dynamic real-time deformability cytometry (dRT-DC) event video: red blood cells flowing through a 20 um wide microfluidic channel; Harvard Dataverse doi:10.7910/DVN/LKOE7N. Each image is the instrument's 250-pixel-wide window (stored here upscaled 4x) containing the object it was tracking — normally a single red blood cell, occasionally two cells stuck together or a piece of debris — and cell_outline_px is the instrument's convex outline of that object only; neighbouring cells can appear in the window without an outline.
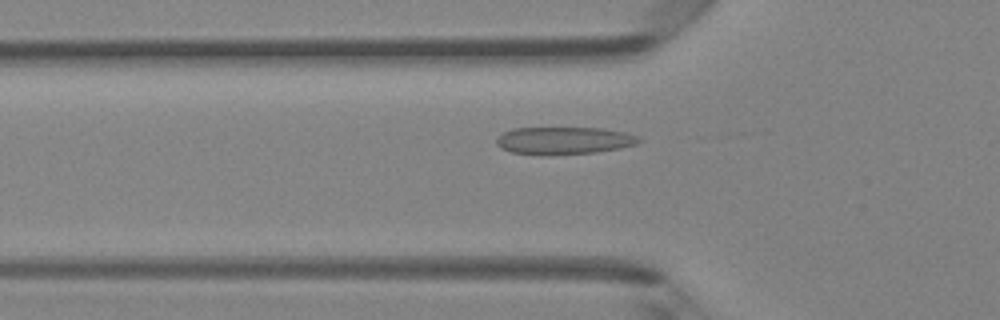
{"species": "Egyptian fruit bat (a non-hibernating species)", "species_latin": "Rousettus aegyptiacus", "temperature_condition": "room temperature", "stored_images_in_passage": 47, "camera_frame_rate_fps": 3000, "um_per_image_px": 0.085, "animal": {"sex": "female"}, "frame": {"image": 1, "passage_image": 16, "time_ms": 5.0, "image_size_px": [1000, 320], "cell_outline_px": [[644, 140], [636, 144], [620, 148], [596, 152], [548, 156], [540, 156], [512, 152], [500, 148], [496, 144], [496, 140], [504, 132], [512, 128], [604, 128], [628, 132]], "centroid_in_image_um": [47.94, 11.96], "position_along_channel_um": 77.9, "area_um2": 23.18}}
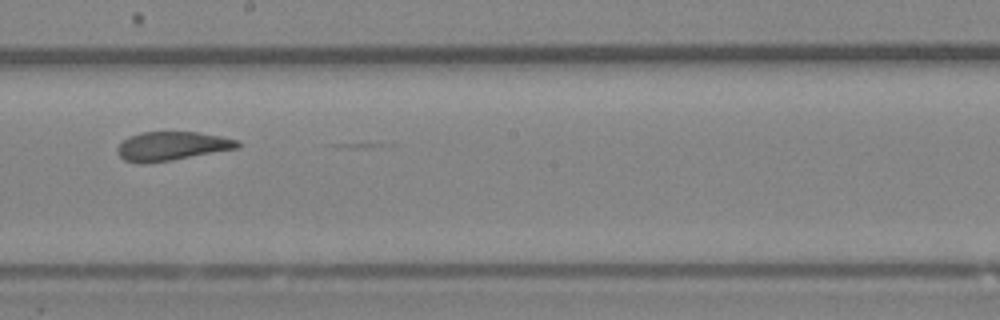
{"frame": {"image": 2, "passage_image": 27, "time_ms": 8.667, "image_size_px": [1000, 320], "cell_outline_px": [[240, 148], [172, 160], [144, 164], [140, 164], [124, 160], [120, 156], [116, 148], [128, 136], [140, 132], [200, 132], [220, 136], [236, 140], [240, 144]], "centroid_in_image_um": [14.59, 12.42], "position_along_channel_um": 233.6, "area_um2": 20.29}}
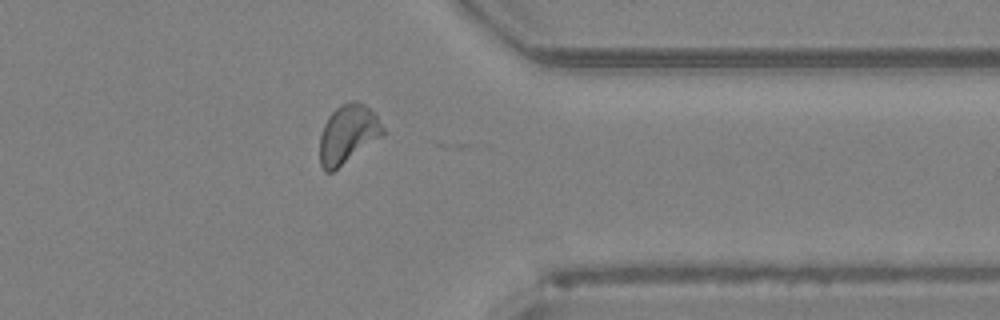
{"frame": {"image": 3, "passage_image": 38, "time_ms": 12.333, "image_size_px": [1000, 320], "cell_outline_px": [[384, 136], [332, 172], [324, 172], [320, 164], [320, 136], [324, 124], [328, 116], [340, 104], [352, 100], [356, 100], [364, 104], [376, 112], [384, 128]], "centroid_in_image_um": [29.6, 11.38], "position_along_channel_um": 381.8, "area_um2": 21.96}, "authors_computed_cell_mechanics": {"area_um2": 21.5016, "velocity_mm_per_s": 4.2553, "shape_relaxation_time_tau1_ms": null, "shape_relaxation_time_tau2_ms": 1.2044, "deformation_change_tau1": null, "deformation_change_tau2": 0.0579}}